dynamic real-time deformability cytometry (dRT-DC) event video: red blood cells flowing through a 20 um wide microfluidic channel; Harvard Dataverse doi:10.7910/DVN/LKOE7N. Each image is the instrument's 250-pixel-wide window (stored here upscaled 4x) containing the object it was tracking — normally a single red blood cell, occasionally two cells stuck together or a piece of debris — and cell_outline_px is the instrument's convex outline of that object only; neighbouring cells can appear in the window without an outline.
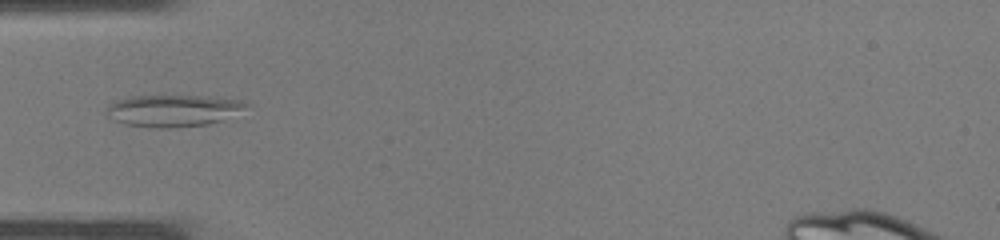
{"species": "common noctule bat (a hibernating species)", "species_latin": "Nyctalus noctula", "temperature_condition": "warm", "stored_images_in_passage": 35, "camera_frame_rate_fps": 3000, "um_per_image_px": 0.085, "animal": {"sex": "male", "body_mass_g": 19.0, "forearm_length_mm": 50.8}, "frame": {"image": 1, "passage_image": 10, "time_ms": 3.0, "image_size_px": [1000, 240], "cell_outline_px": [[248, 104], [220, 120], [208, 124], [176, 128], [152, 128], [124, 124], [108, 116], [108, 104], [116, 100], [132, 96], [208, 96], [236, 100]], "centroid_in_image_um": [14.6, 9.41], "position_along_channel_um": 70.4, "area_um2": 25.32}}
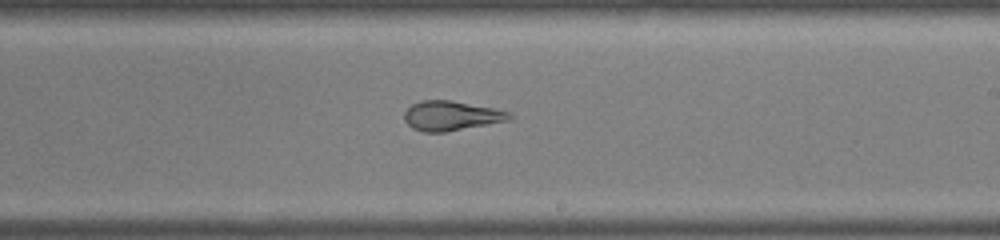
{"frame": {"image": 2, "passage_image": 20, "time_ms": 6.333, "image_size_px": [1000, 240], "cell_outline_px": [[512, 116], [508, 120], [444, 132], [424, 132], [412, 128], [404, 120], [404, 112], [412, 104], [420, 100], [452, 100], [512, 112]], "centroid_in_image_um": [38.32, 9.83], "position_along_channel_um": 250.7, "area_um2": 17.98}}
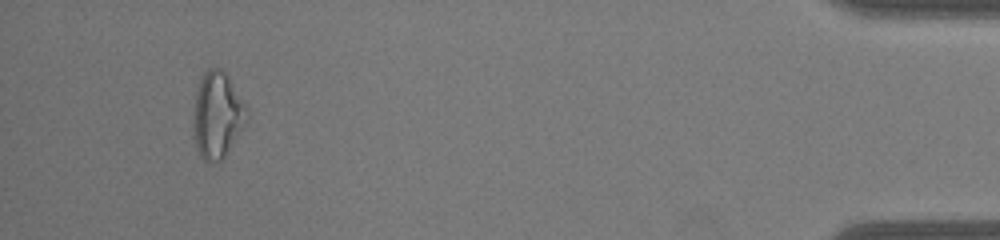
{"frame": {"image": 3, "passage_image": 33, "time_ms": 10.667, "image_size_px": [1000, 240], "cell_outline_px": [[248, 120], [244, 128], [224, 156], [220, 160], [204, 160], [200, 156], [196, 148], [192, 124], [192, 116], [196, 92], [200, 80], [204, 72], [208, 68], [220, 68], [228, 76], [248, 108]], "centroid_in_image_um": [18.47, 9.76], "position_along_channel_um": 416.7, "area_um2": 26.99}}